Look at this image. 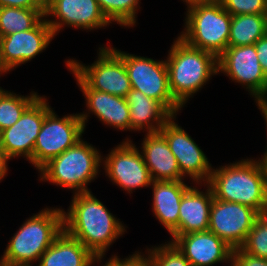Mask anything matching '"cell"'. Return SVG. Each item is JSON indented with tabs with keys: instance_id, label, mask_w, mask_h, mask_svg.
<instances>
[{
	"instance_id": "4fadbf2b",
	"label": "cell",
	"mask_w": 267,
	"mask_h": 266,
	"mask_svg": "<svg viewBox=\"0 0 267 266\" xmlns=\"http://www.w3.org/2000/svg\"><path fill=\"white\" fill-rule=\"evenodd\" d=\"M51 109L47 96L40 95L13 126L1 131L2 148L10 159L21 156L33 165L35 141Z\"/></svg>"
},
{
	"instance_id": "60d3db41",
	"label": "cell",
	"mask_w": 267,
	"mask_h": 266,
	"mask_svg": "<svg viewBox=\"0 0 267 266\" xmlns=\"http://www.w3.org/2000/svg\"><path fill=\"white\" fill-rule=\"evenodd\" d=\"M44 6L50 1V0H39Z\"/></svg>"
},
{
	"instance_id": "52a82bcc",
	"label": "cell",
	"mask_w": 267,
	"mask_h": 266,
	"mask_svg": "<svg viewBox=\"0 0 267 266\" xmlns=\"http://www.w3.org/2000/svg\"><path fill=\"white\" fill-rule=\"evenodd\" d=\"M110 47L123 59L132 89L158 101L172 116L181 113L183 107L174 99L169 88L165 59L156 60Z\"/></svg>"
},
{
	"instance_id": "7bdbcfd3",
	"label": "cell",
	"mask_w": 267,
	"mask_h": 266,
	"mask_svg": "<svg viewBox=\"0 0 267 266\" xmlns=\"http://www.w3.org/2000/svg\"><path fill=\"white\" fill-rule=\"evenodd\" d=\"M0 266H3V264H2V258L0 257Z\"/></svg>"
},
{
	"instance_id": "6da1fadb",
	"label": "cell",
	"mask_w": 267,
	"mask_h": 266,
	"mask_svg": "<svg viewBox=\"0 0 267 266\" xmlns=\"http://www.w3.org/2000/svg\"><path fill=\"white\" fill-rule=\"evenodd\" d=\"M120 220L92 191L73 194L69 208H63L64 230L103 261L110 246L127 232Z\"/></svg>"
},
{
	"instance_id": "ffe728a7",
	"label": "cell",
	"mask_w": 267,
	"mask_h": 266,
	"mask_svg": "<svg viewBox=\"0 0 267 266\" xmlns=\"http://www.w3.org/2000/svg\"><path fill=\"white\" fill-rule=\"evenodd\" d=\"M140 147V152L153 181L186 180L181 175L177 159L160 131L145 133Z\"/></svg>"
},
{
	"instance_id": "74e56055",
	"label": "cell",
	"mask_w": 267,
	"mask_h": 266,
	"mask_svg": "<svg viewBox=\"0 0 267 266\" xmlns=\"http://www.w3.org/2000/svg\"><path fill=\"white\" fill-rule=\"evenodd\" d=\"M4 74H8V72L5 70V68L2 66L0 61V77ZM1 87V86H0Z\"/></svg>"
},
{
	"instance_id": "7a4b0ae2",
	"label": "cell",
	"mask_w": 267,
	"mask_h": 266,
	"mask_svg": "<svg viewBox=\"0 0 267 266\" xmlns=\"http://www.w3.org/2000/svg\"><path fill=\"white\" fill-rule=\"evenodd\" d=\"M215 199L252 207L267 213V171L255 157L213 167L207 183Z\"/></svg>"
},
{
	"instance_id": "f546056e",
	"label": "cell",
	"mask_w": 267,
	"mask_h": 266,
	"mask_svg": "<svg viewBox=\"0 0 267 266\" xmlns=\"http://www.w3.org/2000/svg\"><path fill=\"white\" fill-rule=\"evenodd\" d=\"M232 16L242 14H267V0H220Z\"/></svg>"
},
{
	"instance_id": "836d02e7",
	"label": "cell",
	"mask_w": 267,
	"mask_h": 266,
	"mask_svg": "<svg viewBox=\"0 0 267 266\" xmlns=\"http://www.w3.org/2000/svg\"><path fill=\"white\" fill-rule=\"evenodd\" d=\"M45 8L39 0H0V7Z\"/></svg>"
},
{
	"instance_id": "cb8c5ba5",
	"label": "cell",
	"mask_w": 267,
	"mask_h": 266,
	"mask_svg": "<svg viewBox=\"0 0 267 266\" xmlns=\"http://www.w3.org/2000/svg\"><path fill=\"white\" fill-rule=\"evenodd\" d=\"M267 14H242L231 18L228 46L255 44L265 36Z\"/></svg>"
},
{
	"instance_id": "ac0fdd59",
	"label": "cell",
	"mask_w": 267,
	"mask_h": 266,
	"mask_svg": "<svg viewBox=\"0 0 267 266\" xmlns=\"http://www.w3.org/2000/svg\"><path fill=\"white\" fill-rule=\"evenodd\" d=\"M172 243L192 266H231L233 248L209 230L179 235Z\"/></svg>"
},
{
	"instance_id": "4316f807",
	"label": "cell",
	"mask_w": 267,
	"mask_h": 266,
	"mask_svg": "<svg viewBox=\"0 0 267 266\" xmlns=\"http://www.w3.org/2000/svg\"><path fill=\"white\" fill-rule=\"evenodd\" d=\"M141 0H97L106 18L125 28L136 26Z\"/></svg>"
},
{
	"instance_id": "3957f363",
	"label": "cell",
	"mask_w": 267,
	"mask_h": 266,
	"mask_svg": "<svg viewBox=\"0 0 267 266\" xmlns=\"http://www.w3.org/2000/svg\"><path fill=\"white\" fill-rule=\"evenodd\" d=\"M167 55L169 88L174 99L184 108L212 76L218 75V58L189 46L179 36L173 40Z\"/></svg>"
},
{
	"instance_id": "44dd1931",
	"label": "cell",
	"mask_w": 267,
	"mask_h": 266,
	"mask_svg": "<svg viewBox=\"0 0 267 266\" xmlns=\"http://www.w3.org/2000/svg\"><path fill=\"white\" fill-rule=\"evenodd\" d=\"M186 181H152V212L172 235L179 226V207L184 193L191 187Z\"/></svg>"
},
{
	"instance_id": "f35d334b",
	"label": "cell",
	"mask_w": 267,
	"mask_h": 266,
	"mask_svg": "<svg viewBox=\"0 0 267 266\" xmlns=\"http://www.w3.org/2000/svg\"><path fill=\"white\" fill-rule=\"evenodd\" d=\"M101 262H102V258H97V264H99L97 266H100ZM101 266H109V265L105 262V264H101Z\"/></svg>"
},
{
	"instance_id": "603a6c76",
	"label": "cell",
	"mask_w": 267,
	"mask_h": 266,
	"mask_svg": "<svg viewBox=\"0 0 267 266\" xmlns=\"http://www.w3.org/2000/svg\"><path fill=\"white\" fill-rule=\"evenodd\" d=\"M96 266L97 258L64 229L42 254L37 266Z\"/></svg>"
},
{
	"instance_id": "9a60e30c",
	"label": "cell",
	"mask_w": 267,
	"mask_h": 266,
	"mask_svg": "<svg viewBox=\"0 0 267 266\" xmlns=\"http://www.w3.org/2000/svg\"><path fill=\"white\" fill-rule=\"evenodd\" d=\"M259 215L252 207L213 198L208 230L233 249L240 248Z\"/></svg>"
},
{
	"instance_id": "277c9868",
	"label": "cell",
	"mask_w": 267,
	"mask_h": 266,
	"mask_svg": "<svg viewBox=\"0 0 267 266\" xmlns=\"http://www.w3.org/2000/svg\"><path fill=\"white\" fill-rule=\"evenodd\" d=\"M63 209L45 207L27 218L1 255L3 266H32L63 231Z\"/></svg>"
},
{
	"instance_id": "ab89813d",
	"label": "cell",
	"mask_w": 267,
	"mask_h": 266,
	"mask_svg": "<svg viewBox=\"0 0 267 266\" xmlns=\"http://www.w3.org/2000/svg\"><path fill=\"white\" fill-rule=\"evenodd\" d=\"M0 152H4L2 148L1 132H0Z\"/></svg>"
},
{
	"instance_id": "30bf717a",
	"label": "cell",
	"mask_w": 267,
	"mask_h": 266,
	"mask_svg": "<svg viewBox=\"0 0 267 266\" xmlns=\"http://www.w3.org/2000/svg\"><path fill=\"white\" fill-rule=\"evenodd\" d=\"M102 156V169L112 184L131 193L139 188H151L152 178L140 149L128 137Z\"/></svg>"
},
{
	"instance_id": "484cf974",
	"label": "cell",
	"mask_w": 267,
	"mask_h": 266,
	"mask_svg": "<svg viewBox=\"0 0 267 266\" xmlns=\"http://www.w3.org/2000/svg\"><path fill=\"white\" fill-rule=\"evenodd\" d=\"M39 96L35 91L24 96L0 87V132L13 126Z\"/></svg>"
},
{
	"instance_id": "4dcf8cb0",
	"label": "cell",
	"mask_w": 267,
	"mask_h": 266,
	"mask_svg": "<svg viewBox=\"0 0 267 266\" xmlns=\"http://www.w3.org/2000/svg\"><path fill=\"white\" fill-rule=\"evenodd\" d=\"M104 262L109 266H150L147 250L144 252H140L139 250L135 251L133 254L123 259L117 256V254H112V256Z\"/></svg>"
},
{
	"instance_id": "8fae6325",
	"label": "cell",
	"mask_w": 267,
	"mask_h": 266,
	"mask_svg": "<svg viewBox=\"0 0 267 266\" xmlns=\"http://www.w3.org/2000/svg\"><path fill=\"white\" fill-rule=\"evenodd\" d=\"M246 88L256 103L267 102V76L260 66L255 45L228 46L218 57V74Z\"/></svg>"
},
{
	"instance_id": "d6986e66",
	"label": "cell",
	"mask_w": 267,
	"mask_h": 266,
	"mask_svg": "<svg viewBox=\"0 0 267 266\" xmlns=\"http://www.w3.org/2000/svg\"><path fill=\"white\" fill-rule=\"evenodd\" d=\"M200 186H204L203 191ZM213 198V191L207 183H195V185L192 183L191 187L184 193L181 199L179 207V226L171 235V240L169 242H172L179 235L208 231L210 207Z\"/></svg>"
},
{
	"instance_id": "d4e9b609",
	"label": "cell",
	"mask_w": 267,
	"mask_h": 266,
	"mask_svg": "<svg viewBox=\"0 0 267 266\" xmlns=\"http://www.w3.org/2000/svg\"><path fill=\"white\" fill-rule=\"evenodd\" d=\"M45 8L0 7V37L31 30L44 17Z\"/></svg>"
},
{
	"instance_id": "5bb4252c",
	"label": "cell",
	"mask_w": 267,
	"mask_h": 266,
	"mask_svg": "<svg viewBox=\"0 0 267 266\" xmlns=\"http://www.w3.org/2000/svg\"><path fill=\"white\" fill-rule=\"evenodd\" d=\"M44 15L55 36L65 27L87 32L106 29L105 27L112 24L102 12L97 0H50L45 5Z\"/></svg>"
},
{
	"instance_id": "d6a6232c",
	"label": "cell",
	"mask_w": 267,
	"mask_h": 266,
	"mask_svg": "<svg viewBox=\"0 0 267 266\" xmlns=\"http://www.w3.org/2000/svg\"><path fill=\"white\" fill-rule=\"evenodd\" d=\"M254 45L262 71L267 76V36L258 39Z\"/></svg>"
},
{
	"instance_id": "b9f144b4",
	"label": "cell",
	"mask_w": 267,
	"mask_h": 266,
	"mask_svg": "<svg viewBox=\"0 0 267 266\" xmlns=\"http://www.w3.org/2000/svg\"><path fill=\"white\" fill-rule=\"evenodd\" d=\"M265 35L267 36V18H266Z\"/></svg>"
},
{
	"instance_id": "8992f818",
	"label": "cell",
	"mask_w": 267,
	"mask_h": 266,
	"mask_svg": "<svg viewBox=\"0 0 267 266\" xmlns=\"http://www.w3.org/2000/svg\"><path fill=\"white\" fill-rule=\"evenodd\" d=\"M185 14L184 29L178 36L189 46L218 58L228 47L232 15L220 1L194 4Z\"/></svg>"
},
{
	"instance_id": "83f0119b",
	"label": "cell",
	"mask_w": 267,
	"mask_h": 266,
	"mask_svg": "<svg viewBox=\"0 0 267 266\" xmlns=\"http://www.w3.org/2000/svg\"><path fill=\"white\" fill-rule=\"evenodd\" d=\"M240 248L252 256L267 259V213L257 217Z\"/></svg>"
},
{
	"instance_id": "5b68a950",
	"label": "cell",
	"mask_w": 267,
	"mask_h": 266,
	"mask_svg": "<svg viewBox=\"0 0 267 266\" xmlns=\"http://www.w3.org/2000/svg\"><path fill=\"white\" fill-rule=\"evenodd\" d=\"M102 155L93 144L80 139L74 146L44 164L38 170V180L67 188L73 194L89 192L91 189L88 184L94 182L101 172Z\"/></svg>"
},
{
	"instance_id": "ba28073f",
	"label": "cell",
	"mask_w": 267,
	"mask_h": 266,
	"mask_svg": "<svg viewBox=\"0 0 267 266\" xmlns=\"http://www.w3.org/2000/svg\"><path fill=\"white\" fill-rule=\"evenodd\" d=\"M98 48L92 64L69 58L68 66L91 89L126 98L132 86L123 59L109 45Z\"/></svg>"
},
{
	"instance_id": "2e32d148",
	"label": "cell",
	"mask_w": 267,
	"mask_h": 266,
	"mask_svg": "<svg viewBox=\"0 0 267 266\" xmlns=\"http://www.w3.org/2000/svg\"><path fill=\"white\" fill-rule=\"evenodd\" d=\"M55 37L45 17L31 30L0 37L2 66L9 73L18 66L25 65L46 50Z\"/></svg>"
},
{
	"instance_id": "e0dca14e",
	"label": "cell",
	"mask_w": 267,
	"mask_h": 266,
	"mask_svg": "<svg viewBox=\"0 0 267 266\" xmlns=\"http://www.w3.org/2000/svg\"><path fill=\"white\" fill-rule=\"evenodd\" d=\"M65 66L73 74L77 86L85 97L86 110L79 113L86 129L90 114H94L106 127L117 131H130V114L126 98L114 96L106 92L91 89L69 66L68 59Z\"/></svg>"
},
{
	"instance_id": "9c48e42d",
	"label": "cell",
	"mask_w": 267,
	"mask_h": 266,
	"mask_svg": "<svg viewBox=\"0 0 267 266\" xmlns=\"http://www.w3.org/2000/svg\"><path fill=\"white\" fill-rule=\"evenodd\" d=\"M52 108L44 118L33 149V167L39 170L50 159L74 146L85 134L80 114H67L61 118Z\"/></svg>"
},
{
	"instance_id": "7c38bea8",
	"label": "cell",
	"mask_w": 267,
	"mask_h": 266,
	"mask_svg": "<svg viewBox=\"0 0 267 266\" xmlns=\"http://www.w3.org/2000/svg\"><path fill=\"white\" fill-rule=\"evenodd\" d=\"M176 118L177 115H173L160 132L165 136L171 152L177 159L181 175L191 180L190 185L206 184L211 176L212 164L188 132L178 125Z\"/></svg>"
},
{
	"instance_id": "8d00e7d4",
	"label": "cell",
	"mask_w": 267,
	"mask_h": 266,
	"mask_svg": "<svg viewBox=\"0 0 267 266\" xmlns=\"http://www.w3.org/2000/svg\"><path fill=\"white\" fill-rule=\"evenodd\" d=\"M183 2H185L184 4L189 7L192 6L194 4H198V3H212V2H217L220 0H182Z\"/></svg>"
},
{
	"instance_id": "1f68e13d",
	"label": "cell",
	"mask_w": 267,
	"mask_h": 266,
	"mask_svg": "<svg viewBox=\"0 0 267 266\" xmlns=\"http://www.w3.org/2000/svg\"><path fill=\"white\" fill-rule=\"evenodd\" d=\"M231 266H267V259L252 256L241 248L233 249Z\"/></svg>"
},
{
	"instance_id": "d590c367",
	"label": "cell",
	"mask_w": 267,
	"mask_h": 266,
	"mask_svg": "<svg viewBox=\"0 0 267 266\" xmlns=\"http://www.w3.org/2000/svg\"><path fill=\"white\" fill-rule=\"evenodd\" d=\"M11 159L5 154V152H0V182L7 176L8 173V163Z\"/></svg>"
},
{
	"instance_id": "7402d4cb",
	"label": "cell",
	"mask_w": 267,
	"mask_h": 266,
	"mask_svg": "<svg viewBox=\"0 0 267 266\" xmlns=\"http://www.w3.org/2000/svg\"><path fill=\"white\" fill-rule=\"evenodd\" d=\"M129 106L130 131L156 133L172 115L156 100L131 89L126 96Z\"/></svg>"
},
{
	"instance_id": "e575fe53",
	"label": "cell",
	"mask_w": 267,
	"mask_h": 266,
	"mask_svg": "<svg viewBox=\"0 0 267 266\" xmlns=\"http://www.w3.org/2000/svg\"><path fill=\"white\" fill-rule=\"evenodd\" d=\"M256 106H258V109L263 115V118L265 120L264 124H266V130H267V102L256 103ZM265 148L266 151L264 152L263 156L261 155V158L256 157V160L259 163V165H261L267 171V146Z\"/></svg>"
},
{
	"instance_id": "f1b7e54d",
	"label": "cell",
	"mask_w": 267,
	"mask_h": 266,
	"mask_svg": "<svg viewBox=\"0 0 267 266\" xmlns=\"http://www.w3.org/2000/svg\"><path fill=\"white\" fill-rule=\"evenodd\" d=\"M150 266H192L178 248L166 241L158 246L147 247Z\"/></svg>"
}]
</instances>
